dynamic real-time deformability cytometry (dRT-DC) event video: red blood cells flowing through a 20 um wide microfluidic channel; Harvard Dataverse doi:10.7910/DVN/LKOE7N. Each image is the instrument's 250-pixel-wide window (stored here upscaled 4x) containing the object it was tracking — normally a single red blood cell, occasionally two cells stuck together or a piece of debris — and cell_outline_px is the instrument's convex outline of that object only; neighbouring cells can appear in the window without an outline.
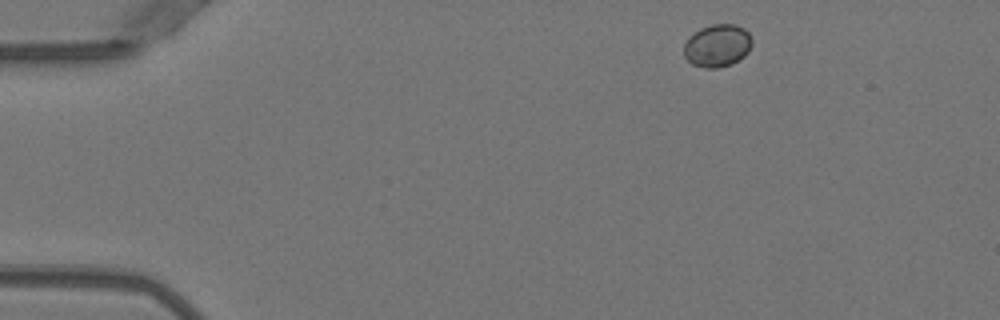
{"species": "Egyptian fruit bat (a non-hibernating species)", "species_latin": "Rousettus aegyptiacus", "temperature_condition": "warm", "stored_images_in_passage": 3, "camera_frame_rate_fps": 3000, "um_per_image_px": 0.085, "animal": {"sex": "female"}, "frame": {"image": 1, "passage_image": 1, "time_ms": 0.0, "image_size_px": [1000, 320], "cell_outline_px": [[752, 44], [748, 52], [744, 56], [732, 64], [720, 68], [704, 68], [692, 64], [684, 56], [684, 44], [688, 36], [700, 28], [712, 24], [736, 24], [744, 28], [748, 32], [752, 40]], "centroid_in_image_um": [60.97, 3.87], "position_along_channel_um": 24.0, "area_um2": 17.17}}
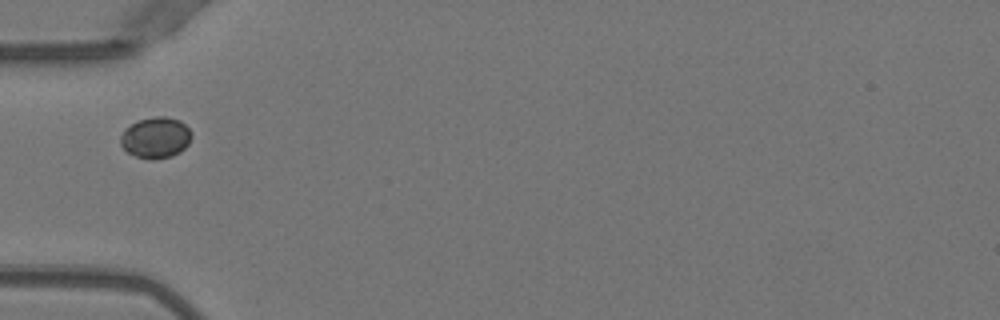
{"frame": {"image": 2, "passage_image": 3, "time_ms": 0.667, "image_size_px": [1000, 320], "cell_outline_px": [[192, 136], [188, 144], [180, 152], [172, 156], [152, 160], [136, 156], [128, 152], [120, 144], [120, 136], [124, 128], [140, 120], [156, 116], [164, 116], [180, 120], [192, 132]], "centroid_in_image_um": [13.24, 11.7], "position_along_channel_um": 71.8, "area_um2": 16.99}}